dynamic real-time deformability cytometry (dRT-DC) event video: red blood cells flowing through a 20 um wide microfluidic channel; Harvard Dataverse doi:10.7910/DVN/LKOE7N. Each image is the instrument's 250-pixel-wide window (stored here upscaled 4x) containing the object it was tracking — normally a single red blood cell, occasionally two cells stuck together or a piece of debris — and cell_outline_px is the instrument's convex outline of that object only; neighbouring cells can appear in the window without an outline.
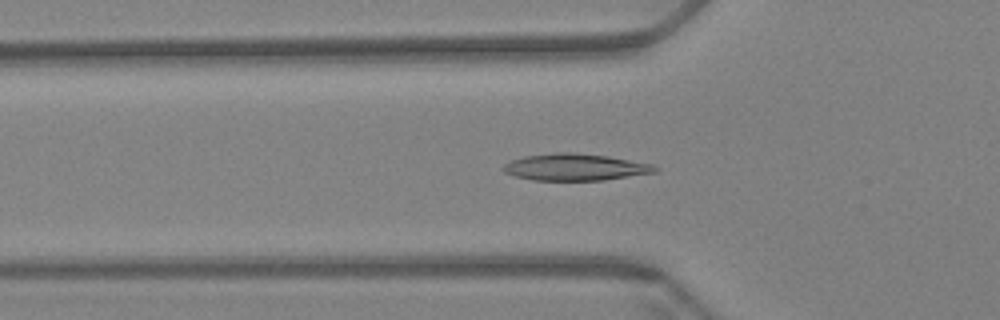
{"species": "Egyptian fruit bat (a non-hibernating species)", "species_latin": "Rousettus aegyptiacus", "temperature_condition": "warm", "stored_images_in_passage": 60, "camera_frame_rate_fps": 3000, "um_per_image_px": 0.085, "animal": {"sex": "female"}, "frame": {"image": 1, "passage_image": 21, "time_ms": 6.667, "image_size_px": [1000, 320], "cell_outline_px": [[660, 168], [656, 172], [604, 180], [532, 180], [516, 176], [504, 172], [500, 168], [504, 164], [512, 160], [524, 156], [556, 152], [572, 152], [608, 156], [652, 164]], "centroid_in_image_um": [48.88, 14.2], "position_along_channel_um": 76.9, "area_um2": 23.7}}
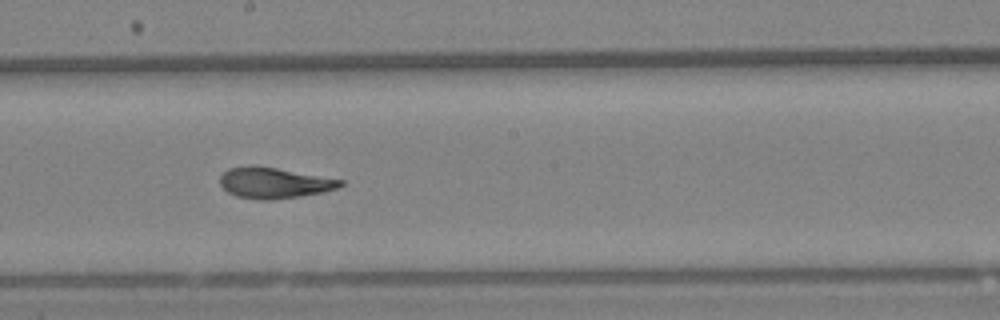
{"frame": {"image": 2, "passage_image": 34, "time_ms": 11.0, "image_size_px": [1000, 320], "cell_outline_px": [[344, 184], [336, 188], [320, 192], [300, 196], [272, 200], [260, 200], [236, 196], [228, 192], [220, 184], [220, 176], [228, 168], [252, 164], [256, 164], [344, 180]], "centroid_in_image_um": [23.26, 15.52], "position_along_channel_um": 224.9, "area_um2": 21.73}}
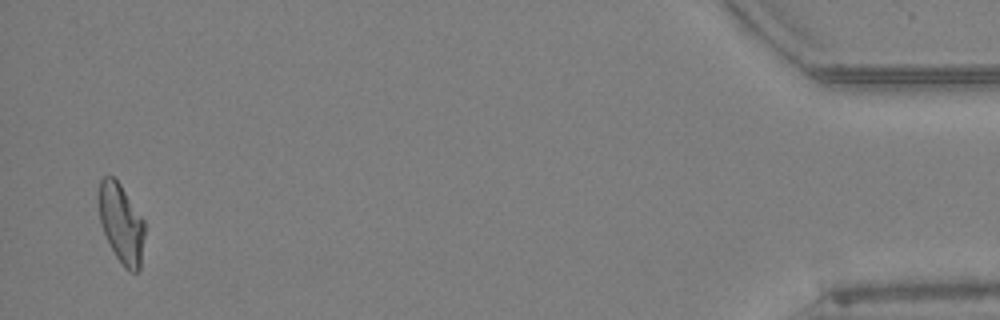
{"frame": {"image": 3, "passage_image": 59, "time_ms": 19.333, "image_size_px": [1000, 320], "cell_outline_px": [[144, 236], [140, 268], [136, 272], [128, 272], [124, 268], [116, 256], [104, 232], [100, 220], [96, 196], [100, 180], [104, 176], [112, 176], [120, 184], [144, 220]], "centroid_in_image_um": [10.28, 18.97], "position_along_channel_um": 424.9, "area_um2": 21.27}, "authors_computed_cell_mechanics": {"area_um2": 22.1374, "velocity_mm_per_s": 3.4212, "shape_relaxation_time_tau1_ms": 9.4333, "shape_relaxation_time_tau2_ms": 1.6159, "deformation_change_tau1": 0.2387, "deformation_change_tau2": 0.0774}}